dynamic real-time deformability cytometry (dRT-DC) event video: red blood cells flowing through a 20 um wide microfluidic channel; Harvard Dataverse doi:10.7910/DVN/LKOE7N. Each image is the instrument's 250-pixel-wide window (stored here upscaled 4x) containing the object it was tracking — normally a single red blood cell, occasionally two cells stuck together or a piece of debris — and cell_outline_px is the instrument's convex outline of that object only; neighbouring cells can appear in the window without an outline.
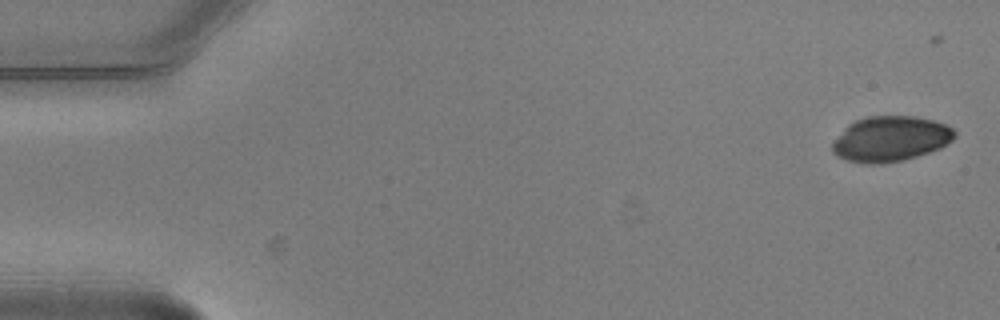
{"species": "common noctule bat (a hibernating species)", "species_latin": "Nyctalus noctula", "temperature_condition": "warm", "stored_images_in_passage": 4, "camera_frame_rate_fps": 3000, "um_per_image_px": 0.085, "animal": {"sex": "male", "body_mass_g": 20.5, "forearm_length_mm": 52.5}, "frame": {"image": 1, "passage_image": 1, "time_ms": 0.0, "image_size_px": [1000, 320], "cell_outline_px": [[956, 136], [952, 140], [940, 148], [916, 156], [900, 160], [880, 164], [864, 164], [844, 160], [836, 156], [832, 152], [832, 144], [844, 128], [848, 124], [856, 120], [868, 116], [912, 116], [932, 120], [944, 124], [952, 128], [956, 132]], "centroid_in_image_um": [75.66, 11.81], "position_along_channel_um": 9.3, "area_um2": 32.19}}